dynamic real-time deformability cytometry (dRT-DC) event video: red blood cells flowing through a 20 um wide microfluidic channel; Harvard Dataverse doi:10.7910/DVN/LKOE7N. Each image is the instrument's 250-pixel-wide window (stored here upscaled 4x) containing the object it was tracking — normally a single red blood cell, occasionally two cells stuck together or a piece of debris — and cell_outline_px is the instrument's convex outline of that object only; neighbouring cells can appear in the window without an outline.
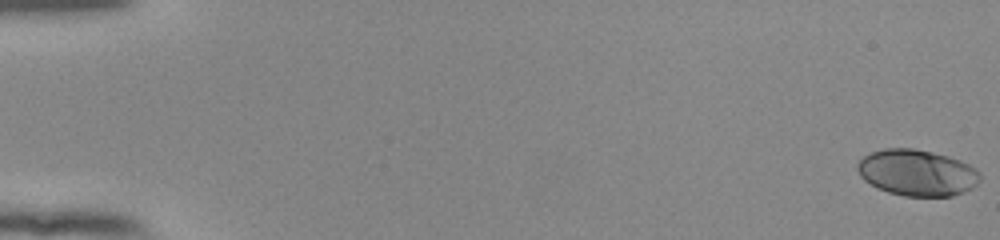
{"species": "human", "species_latin": "Homo sapiens", "temperature_condition": "room temperature", "stored_images_in_passage": 55, "camera_frame_rate_fps": 3000, "um_per_image_px": 0.085, "donor": {"sex": "female"}, "frame": {"image": 1, "passage_image": 1, "time_ms": 0.0, "image_size_px": [1000, 240], "cell_outline_px": [[980, 180], [972, 188], [964, 192], [952, 196], [904, 196], [888, 192], [876, 188], [864, 180], [860, 176], [856, 168], [856, 164], [864, 156], [872, 152], [884, 148], [912, 148], [932, 152], [948, 156], [960, 160], [976, 168], [980, 172]], "centroid_in_image_um": [77.94, 14.68], "position_along_channel_um": 7.1, "area_um2": 33.23}}
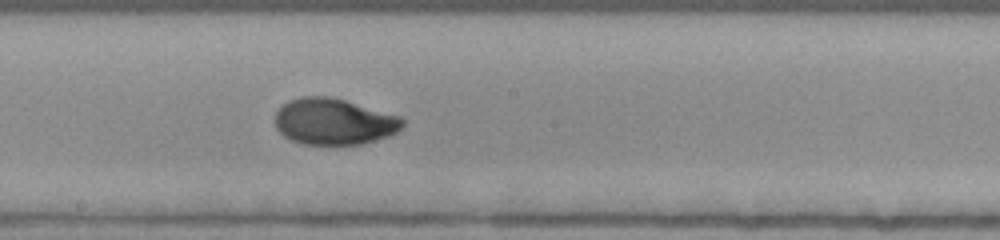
{"frame": {"image": 2, "passage_image": 32, "time_ms": 10.333, "image_size_px": [1000, 240], "cell_outline_px": [[404, 124], [396, 132], [388, 136], [360, 144], [304, 144], [292, 140], [284, 136], [276, 128], [276, 112], [288, 100], [300, 96], [328, 96], [344, 100], [400, 116], [404, 120]], "centroid_in_image_um": [28.37, 10.32], "position_along_channel_um": 219.8, "area_um2": 34.1}}
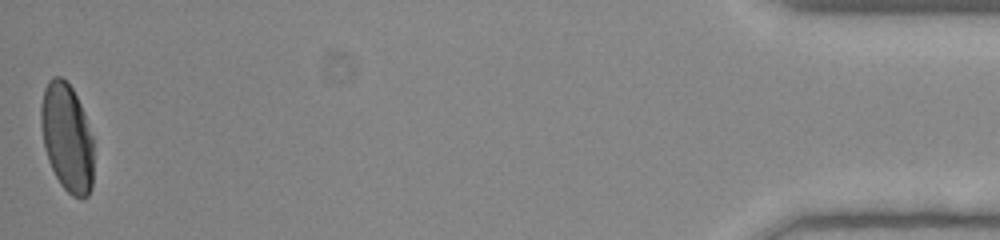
{"frame": {"image": 3, "passage_image": 55, "time_ms": 18.0, "image_size_px": [1000, 240], "cell_outline_px": [[92, 188], [88, 196], [72, 196], [60, 184], [48, 160], [44, 148], [40, 124], [40, 108], [44, 88], [48, 80], [52, 76], [60, 76], [72, 88], [84, 112], [92, 136]], "centroid_in_image_um": [5.67, 11.66], "position_along_channel_um": 429.5, "area_um2": 33.12}, "authors_computed_cell_mechanics": {"area_um2": 33.3506, "velocity_mm_per_s": 3.8669, "shape_relaxation_time_tau1_ms": 4.0333, "shape_relaxation_time_tau2_ms": 0.9615, "deformation_change_tau1": 0.1843, "deformation_change_tau2": 0.0372}}